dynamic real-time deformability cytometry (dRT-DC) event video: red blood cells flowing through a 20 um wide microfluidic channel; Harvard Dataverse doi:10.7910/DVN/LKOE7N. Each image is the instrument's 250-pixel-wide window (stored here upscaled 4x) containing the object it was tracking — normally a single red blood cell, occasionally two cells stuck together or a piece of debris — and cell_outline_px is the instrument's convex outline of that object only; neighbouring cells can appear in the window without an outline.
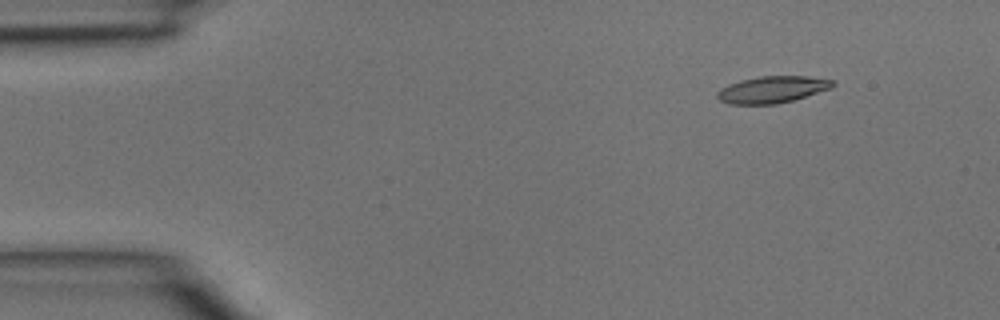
{"species": "common noctule bat (a hibernating species)", "species_latin": "Nyctalus noctula", "temperature_condition": "room temperature", "stored_images_in_passage": 3, "camera_frame_rate_fps": 3000, "um_per_image_px": 0.085, "animal": {"sex": "male", "body_mass_g": 15.6}, "frame": {"image": 1, "passage_image": 1, "time_ms": 0.0, "image_size_px": [1000, 320], "cell_outline_px": [[836, 84], [832, 88], [792, 100], [776, 104], [728, 104], [720, 100], [716, 96], [716, 92], [720, 88], [728, 84], [740, 80], [760, 76], [808, 76], [836, 80]], "centroid_in_image_um": [65.64, 7.6], "position_along_channel_um": 19.4, "area_um2": 18.15}}
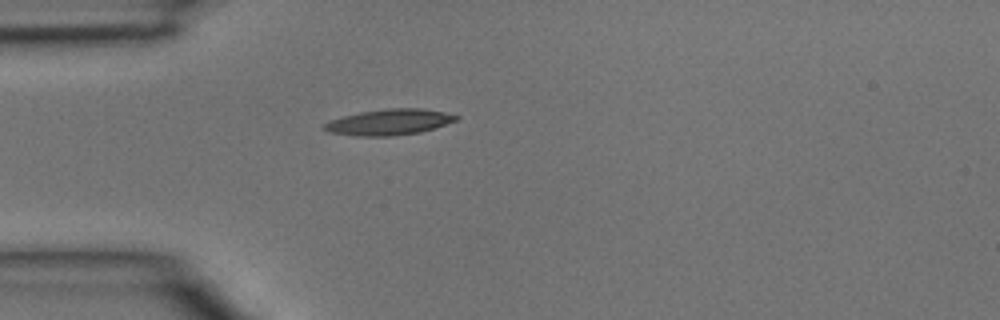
{"frame": {"image": 2, "passage_image": 3, "time_ms": 0.667, "image_size_px": [1000, 320], "cell_outline_px": [[460, 116], [456, 120], [420, 132], [392, 136], [356, 136], [328, 132], [324, 128], [324, 124], [328, 120], [360, 112], [388, 108], [420, 108], [444, 112]], "centroid_in_image_um": [33.04, 10.38], "position_along_channel_um": 52.0, "area_um2": 19.71}}